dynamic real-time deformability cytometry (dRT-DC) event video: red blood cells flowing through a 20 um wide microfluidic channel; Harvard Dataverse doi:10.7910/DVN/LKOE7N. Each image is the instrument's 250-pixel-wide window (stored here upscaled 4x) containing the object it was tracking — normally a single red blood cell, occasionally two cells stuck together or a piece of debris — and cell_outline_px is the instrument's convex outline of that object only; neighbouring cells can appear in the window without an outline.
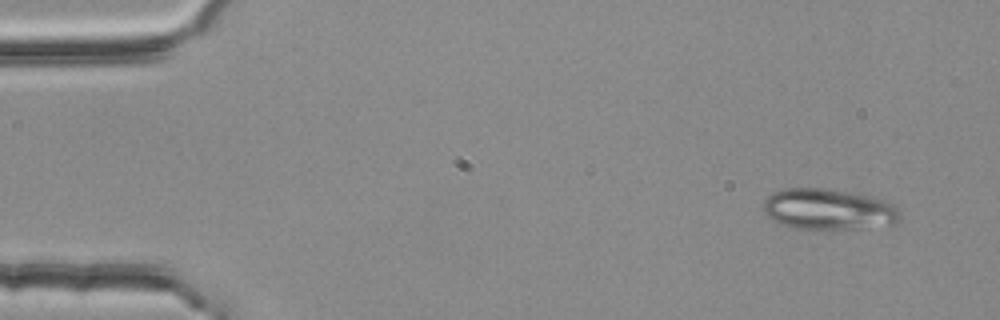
{"species": "common noctule bat (a hibernating species)", "species_latin": "Nyctalus noctula", "temperature_condition": "room temperature", "stored_images_in_passage": 4, "camera_frame_rate_fps": 3000, "um_per_image_px": 0.085, "animal": {"sex": "female", "body_mass_g": 25.1}, "frame": {"image": 1, "passage_image": 1, "time_ms": 0.0, "image_size_px": [1000, 320], "cell_outline_px": [[900, 220], [896, 224], [852, 228], [792, 228], [780, 224], [772, 220], [764, 212], [764, 200], [772, 192], [784, 188], [824, 188], [848, 192], [868, 196], [884, 200], [896, 204], [900, 208]], "centroid_in_image_um": [70.42, 17.78], "position_along_channel_um": 14.6, "area_um2": 32.54}}